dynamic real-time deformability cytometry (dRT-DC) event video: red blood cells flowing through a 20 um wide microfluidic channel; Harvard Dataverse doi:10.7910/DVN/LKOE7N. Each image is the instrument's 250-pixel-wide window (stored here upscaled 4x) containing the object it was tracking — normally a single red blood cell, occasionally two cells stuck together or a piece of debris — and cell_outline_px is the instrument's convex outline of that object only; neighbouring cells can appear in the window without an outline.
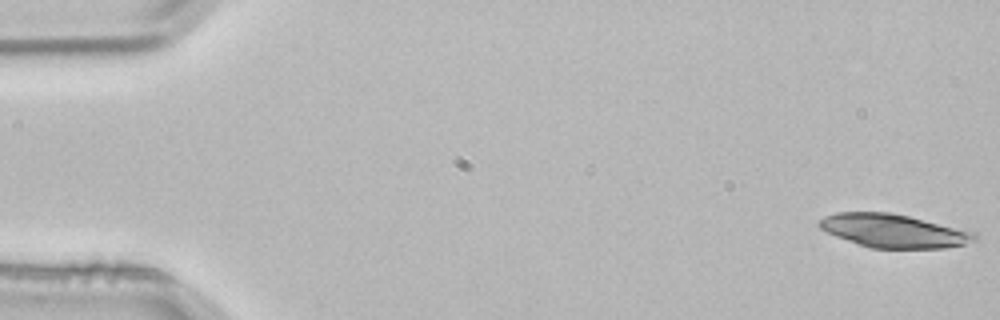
{"species": "common noctule bat (a hibernating species)", "species_latin": "Nyctalus noctula", "temperature_condition": "room temperature", "stored_images_in_passage": 16, "camera_frame_rate_fps": 3000, "um_per_image_px": 0.085, "animal": {"sex": "male", "body_mass_g": 21.5, "forearm_length_mm": 52.0}, "frame": {"image": 1, "passage_image": 1, "time_ms": 0.0, "image_size_px": [1000, 320], "cell_outline_px": [[976, 240], [964, 244], [944, 248], [872, 248], [836, 236], [820, 228], [816, 224], [816, 220], [824, 216], [836, 212], [888, 212], [908, 216], [976, 232]], "centroid_in_image_um": [75.92, 19.61], "position_along_channel_um": 9.1, "area_um2": 30.06}}